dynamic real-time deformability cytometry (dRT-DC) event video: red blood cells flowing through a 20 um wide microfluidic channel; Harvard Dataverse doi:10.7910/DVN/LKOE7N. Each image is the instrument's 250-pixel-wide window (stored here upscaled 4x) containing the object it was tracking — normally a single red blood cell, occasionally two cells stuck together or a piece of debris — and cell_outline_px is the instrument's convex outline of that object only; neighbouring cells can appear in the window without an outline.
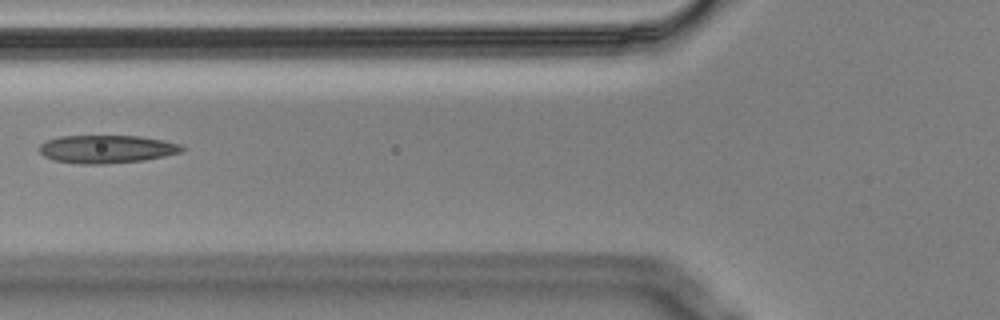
{"species": "Egyptian fruit bat (a non-hibernating species)", "species_latin": "Rousettus aegyptiacus", "temperature_condition": "cold", "stored_images_in_passage": 2, "camera_frame_rate_fps": 3000, "um_per_image_px": 0.085, "animal": {"sex": "male"}, "frame": {"image": 1, "passage_image": 2, "time_ms": 0.333, "image_size_px": [1000, 320], "cell_outline_px": [[188, 148], [180, 152], [164, 156], [144, 160], [104, 164], [80, 164], [52, 160], [44, 156], [40, 152], [40, 144], [48, 140], [60, 136], [140, 136], [164, 140], [180, 144]], "centroid_in_image_um": [9.09, 12.67], "position_along_channel_um": 116.7, "area_um2": 23.35}}